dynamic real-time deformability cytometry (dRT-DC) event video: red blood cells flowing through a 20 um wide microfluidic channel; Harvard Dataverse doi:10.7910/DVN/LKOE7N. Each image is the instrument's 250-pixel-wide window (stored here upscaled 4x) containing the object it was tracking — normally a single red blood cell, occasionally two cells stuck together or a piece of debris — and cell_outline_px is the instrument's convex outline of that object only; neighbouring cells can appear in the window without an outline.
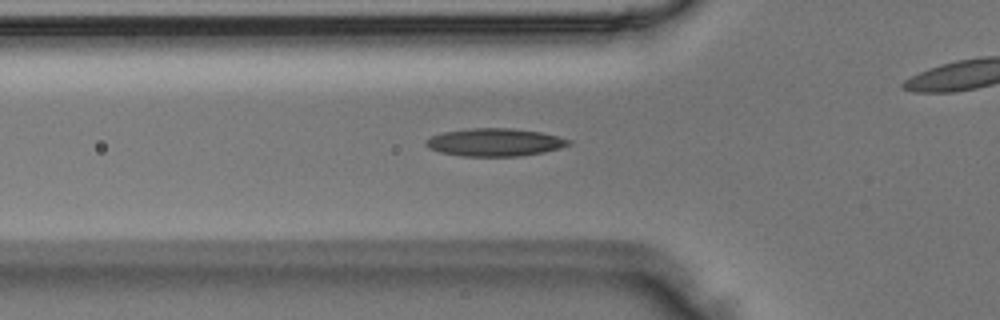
{"species": "Egyptian fruit bat (a non-hibernating species)", "species_latin": "Rousettus aegyptiacus", "temperature_condition": "room temperature", "stored_images_in_passage": 28, "camera_frame_rate_fps": 3000, "um_per_image_px": 0.085, "animal": {"sex": "male"}, "frame": {"image": 1, "passage_image": 2, "time_ms": 0.333, "image_size_px": [1000, 320], "cell_outline_px": [[572, 144], [560, 148], [544, 152], [520, 156], [464, 156], [440, 152], [428, 148], [424, 144], [432, 136], [444, 132], [472, 128], [512, 128], [540, 132], [572, 140]], "centroid_in_image_um": [42.09, 12.1], "position_along_channel_um": 83.7, "area_um2": 23.0}}
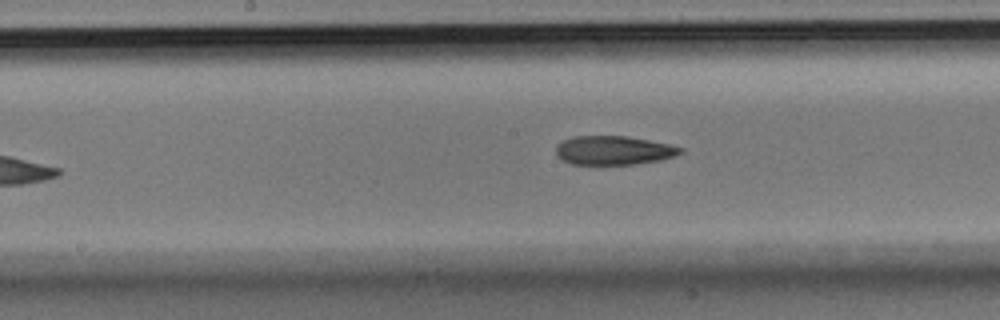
{"frame": {"image": 2, "passage_image": 10, "time_ms": 3.0, "image_size_px": [1000, 320], "cell_outline_px": [[684, 152], [676, 156], [660, 160], [636, 164], [572, 164], [556, 156], [556, 148], [564, 140], [572, 136], [628, 136], [668, 144], [684, 148]], "centroid_in_image_um": [52.2, 12.78], "position_along_channel_um": 196.0, "area_um2": 20.92}}
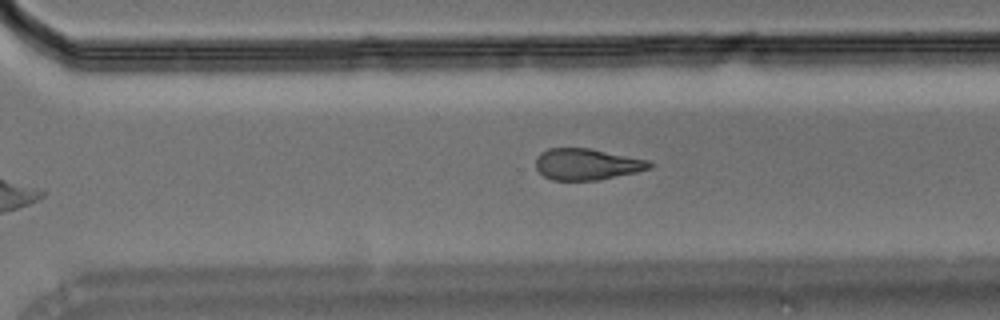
{"frame": {"image": 3, "passage_image": 19, "time_ms": 6.0, "image_size_px": [1000, 320], "cell_outline_px": [[656, 164], [652, 168], [636, 172], [596, 180], [552, 180], [544, 176], [536, 168], [536, 156], [540, 152], [548, 148], [588, 148], [648, 160]], "centroid_in_image_um": [49.88, 13.95], "position_along_channel_um": 320.7, "area_um2": 20.75}}